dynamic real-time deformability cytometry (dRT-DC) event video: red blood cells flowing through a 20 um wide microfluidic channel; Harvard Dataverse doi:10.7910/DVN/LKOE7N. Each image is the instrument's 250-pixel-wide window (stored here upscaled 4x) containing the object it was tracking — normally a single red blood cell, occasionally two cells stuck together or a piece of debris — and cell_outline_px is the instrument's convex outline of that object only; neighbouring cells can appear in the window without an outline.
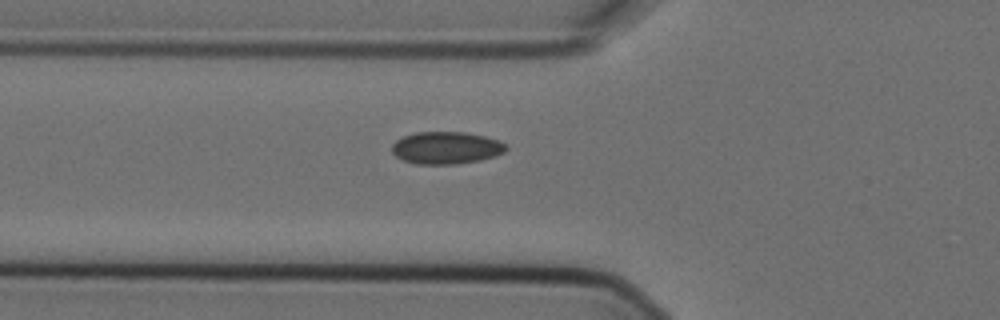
{"species": "Egyptian fruit bat (a non-hibernating species)", "species_latin": "Rousettus aegyptiacus", "temperature_condition": "cold", "stored_images_in_passage": 6, "camera_frame_rate_fps": 3000, "um_per_image_px": 0.085, "animal": {"sex": "female"}, "frame": {"image": 1, "passage_image": 6, "time_ms": 1.667, "image_size_px": [1000, 320], "cell_outline_px": [[508, 148], [504, 152], [496, 156], [480, 160], [456, 164], [416, 164], [404, 160], [396, 156], [392, 152], [392, 144], [396, 140], [404, 136], [416, 132], [464, 132], [484, 136], [496, 140], [504, 144]], "centroid_in_image_um": [37.91, 12.57], "position_along_channel_um": 87.9, "area_um2": 21.39}}